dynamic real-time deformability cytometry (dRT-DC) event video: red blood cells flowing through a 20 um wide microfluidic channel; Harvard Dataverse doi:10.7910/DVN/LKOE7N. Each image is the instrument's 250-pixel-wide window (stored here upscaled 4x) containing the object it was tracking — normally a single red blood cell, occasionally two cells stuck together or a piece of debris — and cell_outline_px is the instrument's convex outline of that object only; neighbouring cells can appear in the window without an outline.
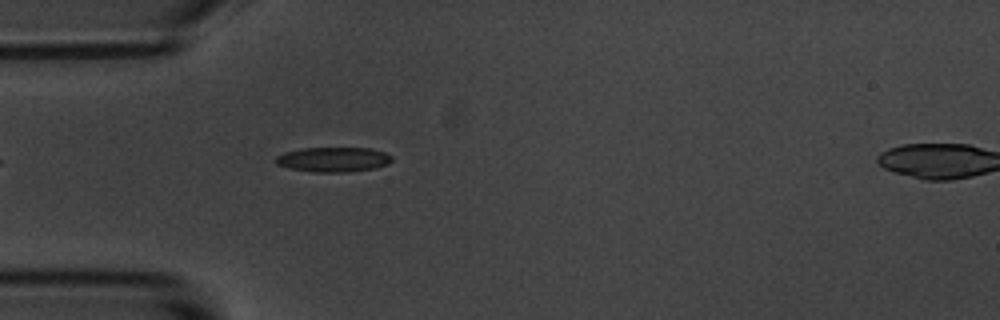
{"species": "common noctule bat (a hibernating species)", "species_latin": "Nyctalus noctula", "temperature_condition": "room temperature", "stored_images_in_passage": 3, "segment_of_instrument_passage": [1, 2], "camera_frame_rate_fps": 3000, "um_per_image_px": 0.085, "animal": {"sex": "male", "body_mass_g": 20.1, "forearm_length_mm": 53.5}, "frame": {"image": 1, "passage_image": 2, "time_ms": 1.333, "image_size_px": [1000, 320], "cell_outline_px": [[392, 160], [388, 164], [376, 168], [348, 172], [312, 172], [288, 168], [276, 164], [276, 156], [284, 152], [300, 148], [368, 148], [384, 152], [392, 156]], "centroid_in_image_um": [28.32, 13.56], "position_along_channel_um": 56.7, "area_um2": 16.88}}